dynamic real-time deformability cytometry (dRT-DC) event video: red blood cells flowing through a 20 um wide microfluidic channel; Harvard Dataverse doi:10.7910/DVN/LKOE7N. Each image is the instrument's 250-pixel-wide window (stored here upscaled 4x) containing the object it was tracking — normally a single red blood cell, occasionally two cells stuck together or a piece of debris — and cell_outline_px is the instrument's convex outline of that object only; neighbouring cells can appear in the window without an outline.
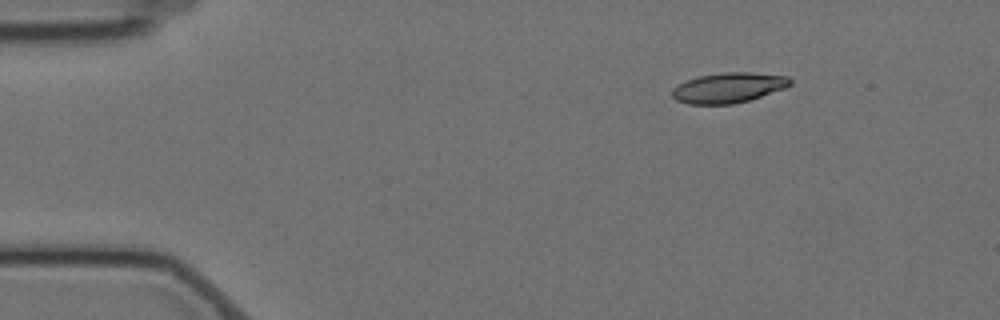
{"species": "Egyptian fruit bat (a non-hibernating species)", "species_latin": "Rousettus aegyptiacus", "temperature_condition": "cold", "stored_images_in_passage": 11, "camera_frame_rate_fps": 3000, "um_per_image_px": 0.085, "animal": {"sex": "female"}, "frame": {"image": 1, "passage_image": 2, "time_ms": 2.333, "image_size_px": [1000, 320], "cell_outline_px": [[792, 84], [784, 88], [748, 100], [732, 104], [688, 104], [676, 100], [672, 96], [672, 88], [688, 80], [700, 76], [724, 72], [748, 72], [788, 76], [792, 80]], "centroid_in_image_um": [61.92, 7.45], "position_along_channel_um": 23.1, "area_um2": 20.52}}
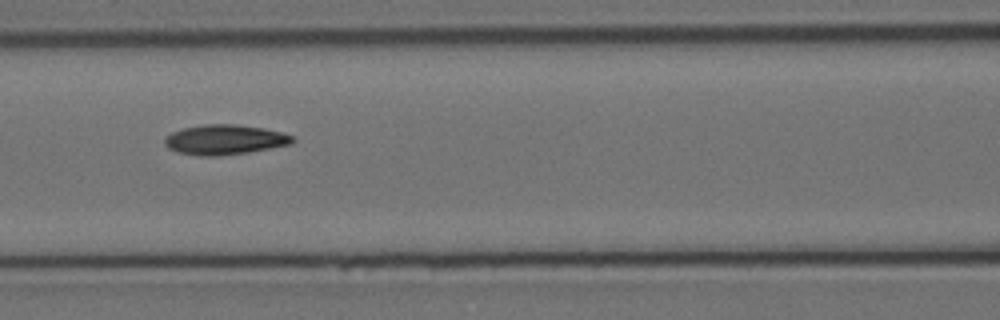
{"frame": {"image": 2, "passage_image": 7, "time_ms": 8.0, "image_size_px": [1000, 320], "cell_outline_px": [[296, 140], [292, 144], [272, 148], [248, 152], [220, 156], [200, 156], [176, 152], [168, 148], [164, 144], [164, 140], [172, 132], [184, 128], [204, 124], [236, 124], [264, 128], [280, 132], [292, 136]], "centroid_in_image_um": [19.11, 11.88], "position_along_channel_um": 147.5, "area_um2": 22.37}}
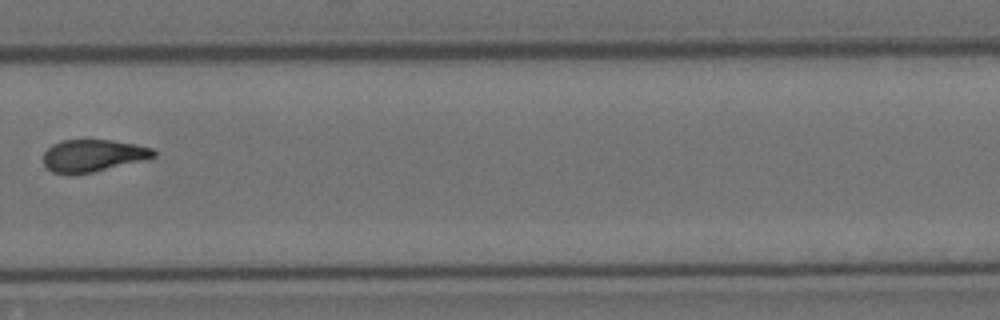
{"frame": {"image": 3, "passage_image": 11, "time_ms": 13.0, "image_size_px": [1000, 320], "cell_outline_px": [[156, 156], [148, 160], [92, 172], [52, 172], [44, 164], [44, 152], [52, 144], [60, 140], [112, 140], [136, 144], [152, 148], [156, 152]], "centroid_in_image_um": [7.97, 13.2], "position_along_channel_um": 321.8, "area_um2": 20.52}}